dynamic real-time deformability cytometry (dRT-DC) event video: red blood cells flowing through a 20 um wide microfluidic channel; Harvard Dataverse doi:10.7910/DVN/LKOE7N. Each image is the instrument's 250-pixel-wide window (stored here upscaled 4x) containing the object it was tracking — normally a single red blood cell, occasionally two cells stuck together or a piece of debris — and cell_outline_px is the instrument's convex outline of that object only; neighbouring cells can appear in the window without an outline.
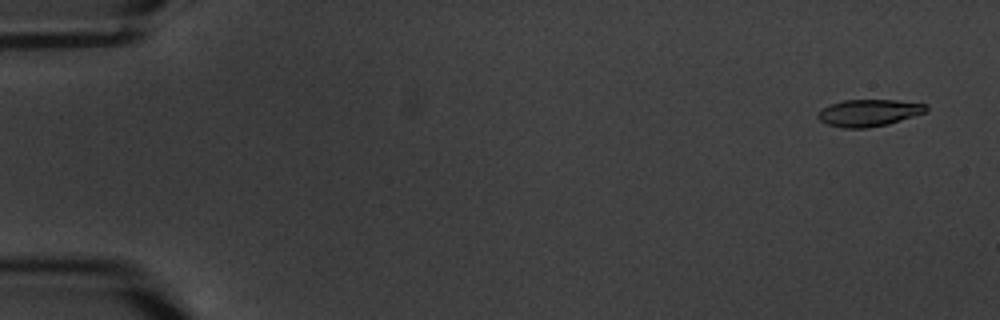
{"species": "common noctule bat (a hibernating species)", "species_latin": "Nyctalus noctula", "temperature_condition": "warm", "stored_images_in_passage": 6, "camera_frame_rate_fps": 3000, "um_per_image_px": 0.085, "animal": {"sex": "male", "body_mass_g": 20.1, "forearm_length_mm": 53.5}, "frame": {"image": 1, "passage_image": 1, "time_ms": 0.0, "image_size_px": [1000, 320], "cell_outline_px": [[928, 112], [888, 124], [868, 128], [844, 128], [828, 124], [820, 120], [816, 116], [824, 108], [832, 104], [844, 100], [896, 100], [928, 104]], "centroid_in_image_um": [73.92, 9.59], "position_along_channel_um": 11.1, "area_um2": 16.94}}